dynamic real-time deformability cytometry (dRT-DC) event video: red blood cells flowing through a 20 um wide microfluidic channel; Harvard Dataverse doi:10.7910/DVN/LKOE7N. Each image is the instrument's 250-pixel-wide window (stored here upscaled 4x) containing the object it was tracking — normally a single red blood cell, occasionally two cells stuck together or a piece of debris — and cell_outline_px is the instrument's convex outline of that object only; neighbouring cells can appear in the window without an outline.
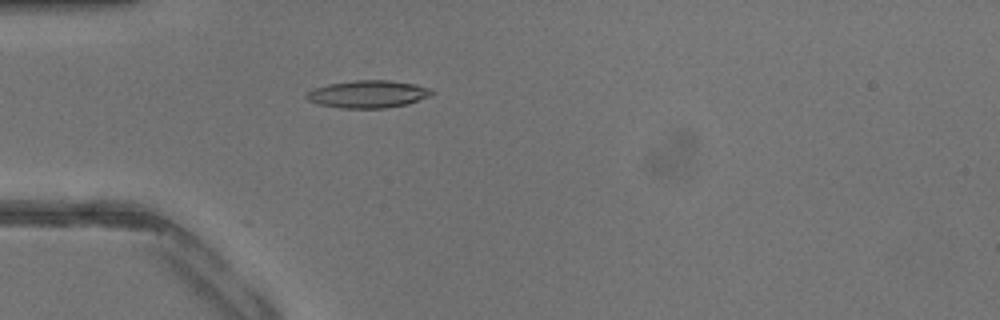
{"species": "common noctule bat (a hibernating species)", "species_latin": "Nyctalus noctula", "temperature_condition": "warm", "stored_images_in_passage": 37, "camera_frame_rate_fps": 3000, "um_per_image_px": 0.085, "animal": {"sex": "male", "body_mass_g": 13.3}, "frame": {"image": 1, "passage_image": 8, "time_ms": 2.333, "image_size_px": [1000, 320], "cell_outline_px": [[436, 92], [432, 96], [408, 104], [384, 108], [340, 108], [320, 104], [308, 100], [304, 96], [312, 88], [328, 84], [356, 80], [388, 80], [416, 84], [428, 88]], "centroid_in_image_um": [31.31, 8.0], "position_along_channel_um": 53.7, "area_um2": 20.17}}
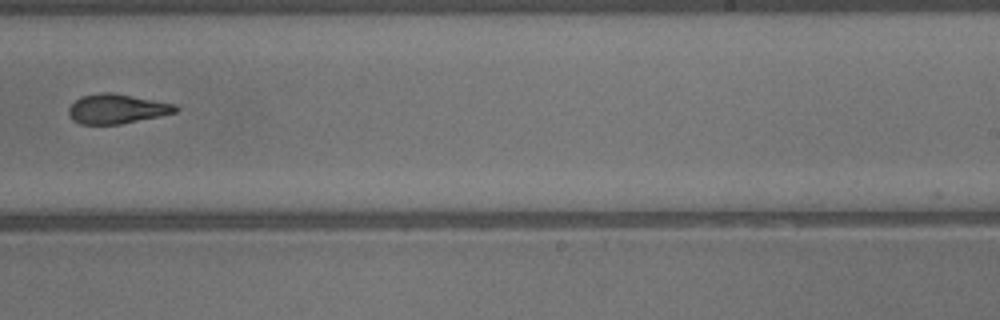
{"frame": {"image": 2, "passage_image": 22, "time_ms": 7.0, "image_size_px": [1000, 320], "cell_outline_px": [[180, 108], [176, 112], [160, 116], [120, 124], [80, 124], [72, 120], [68, 112], [68, 108], [80, 96], [100, 92], [112, 92], [176, 104]], "centroid_in_image_um": [9.93, 9.24], "position_along_channel_um": 279.1, "area_um2": 18.5}}
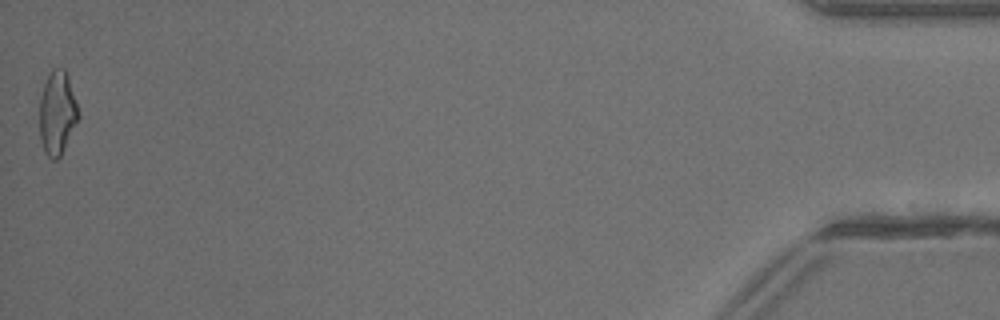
{"frame": {"image": 3, "passage_image": 37, "time_ms": 12.0, "image_size_px": [1000, 320], "cell_outline_px": [[80, 116], [60, 156], [56, 160], [52, 160], [44, 152], [40, 140], [40, 96], [44, 84], [52, 68], [64, 68], [68, 76], [80, 112]], "centroid_in_image_um": [4.87, 9.6], "position_along_channel_um": 430.3, "area_um2": 18.96}}